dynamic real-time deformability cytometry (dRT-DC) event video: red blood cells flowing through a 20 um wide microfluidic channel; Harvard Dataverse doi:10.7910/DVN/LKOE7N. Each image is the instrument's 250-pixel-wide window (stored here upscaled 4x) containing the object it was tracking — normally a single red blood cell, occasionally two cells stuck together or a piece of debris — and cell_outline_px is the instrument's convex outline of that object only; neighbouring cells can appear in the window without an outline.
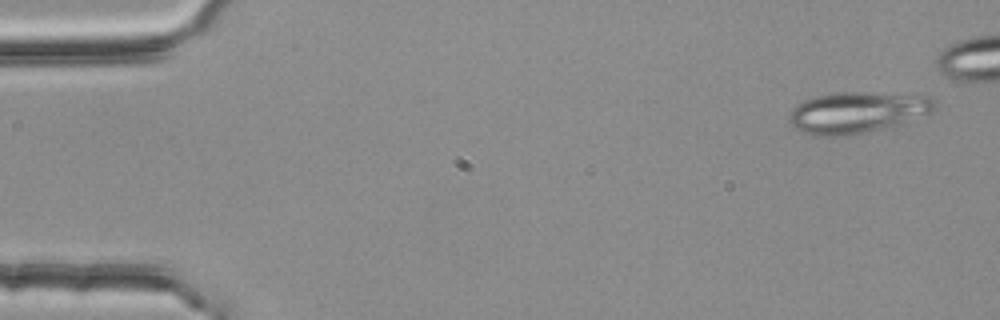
{"species": "common noctule bat (a hibernating species)", "species_latin": "Nyctalus noctula", "temperature_condition": "room temperature", "stored_images_in_passage": 46, "camera_frame_rate_fps": 3000, "um_per_image_px": 0.085, "animal": {"sex": "female", "body_mass_g": 25.1}, "frame": {"image": 1, "passage_image": 2, "time_ms": 0.333, "image_size_px": [1000, 320], "cell_outline_px": [[940, 108], [936, 112], [900, 124], [864, 132], [844, 136], [820, 136], [804, 132], [796, 128], [788, 120], [788, 112], [796, 104], [804, 100], [816, 96], [836, 92], [868, 92], [932, 96], [936, 100]], "centroid_in_image_um": [72.93, 9.53], "position_along_channel_um": 12.1, "area_um2": 35.49}}
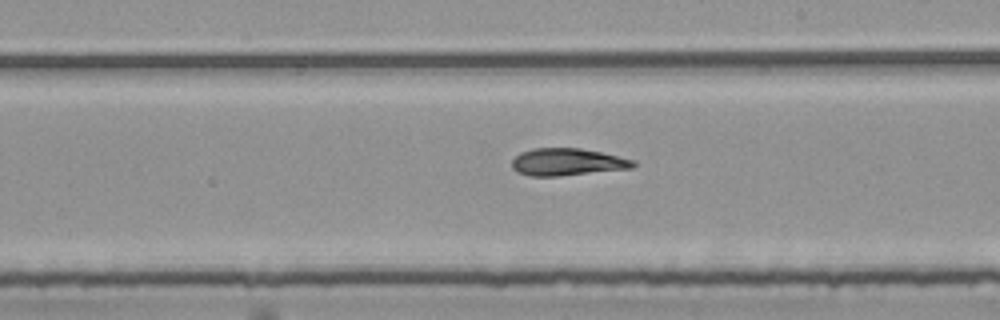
{"frame": {"image": 2, "passage_image": 30, "time_ms": 9.667, "image_size_px": [1000, 320], "cell_outline_px": [[636, 164], [632, 168], [560, 176], [528, 176], [516, 172], [512, 168], [512, 160], [520, 152], [532, 148], [580, 148], [600, 152], [636, 160]], "centroid_in_image_um": [48.19, 13.77], "position_along_channel_um": 240.8, "area_um2": 19.36}}
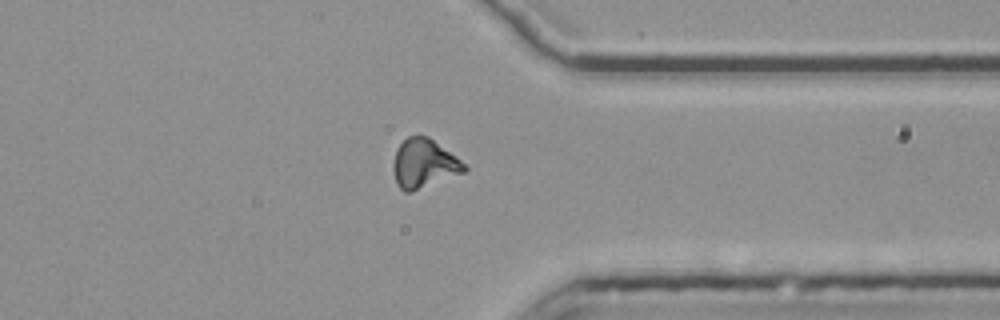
{"frame": {"image": 3, "passage_image": 41, "time_ms": 13.333, "image_size_px": [1000, 320], "cell_outline_px": [[468, 168], [464, 172], [412, 192], [404, 192], [396, 184], [392, 168], [392, 164], [396, 152], [400, 144], [408, 136], [428, 136], [460, 160]], "centroid_in_image_um": [36.0, 13.92], "position_along_channel_um": 375.4, "area_um2": 20.06}}